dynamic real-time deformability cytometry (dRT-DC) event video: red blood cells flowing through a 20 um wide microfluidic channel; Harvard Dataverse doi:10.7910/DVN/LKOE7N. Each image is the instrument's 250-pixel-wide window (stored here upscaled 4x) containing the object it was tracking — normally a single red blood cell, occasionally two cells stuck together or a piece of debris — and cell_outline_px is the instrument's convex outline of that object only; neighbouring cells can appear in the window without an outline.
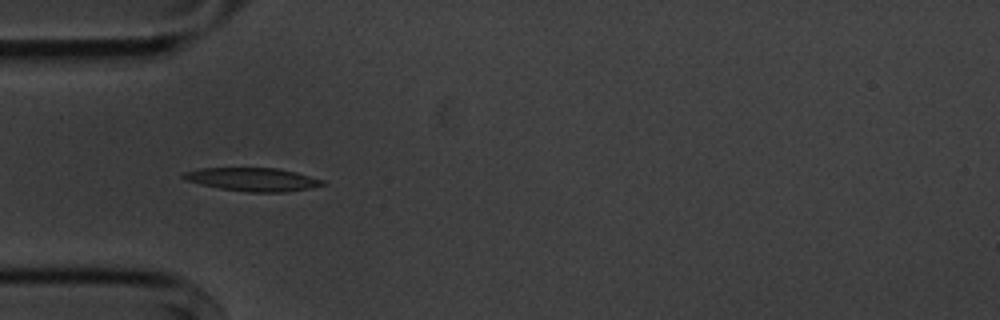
{"species": "common noctule bat (a hibernating species)", "species_latin": "Nyctalus noctula", "temperature_condition": "cold", "stored_images_in_passage": 3, "camera_frame_rate_fps": 3000, "um_per_image_px": 0.085, "animal": {"sex": "male", "body_mass_g": 20.1, "forearm_length_mm": 53.5}, "frame": {"image": 1, "passage_image": 3, "time_ms": 2.333, "image_size_px": [1000, 320], "cell_outline_px": [[328, 184], [308, 188], [284, 192], [248, 192], [220, 188], [200, 184], [184, 180], [180, 176], [184, 172], [200, 168], [276, 168], [296, 172], [324, 180]], "centroid_in_image_um": [21.46, 15.25], "position_along_channel_um": 63.5, "area_um2": 18.9}}